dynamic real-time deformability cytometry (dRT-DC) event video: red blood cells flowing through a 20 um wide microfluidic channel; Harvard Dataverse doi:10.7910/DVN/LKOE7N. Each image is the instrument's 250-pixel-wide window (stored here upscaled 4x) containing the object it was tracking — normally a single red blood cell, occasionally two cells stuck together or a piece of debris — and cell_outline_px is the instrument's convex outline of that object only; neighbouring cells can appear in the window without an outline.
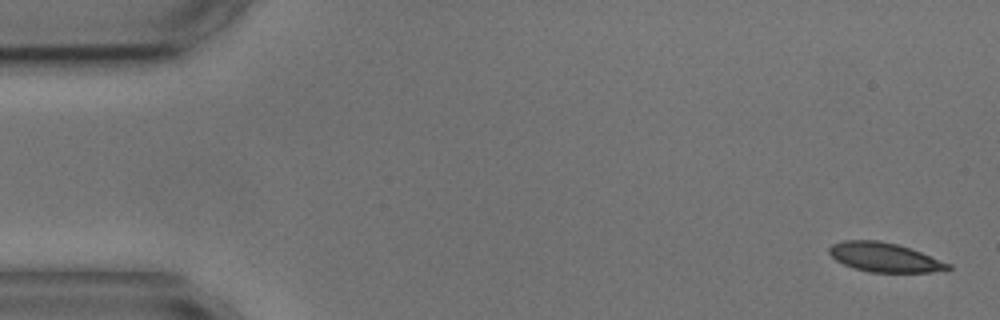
{"species": "common noctule bat (a hibernating species)", "species_latin": "Nyctalus noctula", "temperature_condition": "cold", "stored_images_in_passage": 8, "camera_frame_rate_fps": 3000, "um_per_image_px": 0.085, "animal": {"sex": "male", "body_mass_g": 17.9, "forearm_length_mm": 54.2}, "frame": {"image": 1, "passage_image": 1, "time_ms": 0.0, "image_size_px": [1000, 320], "cell_outline_px": [[952, 268], [932, 272], [868, 272], [844, 264], [836, 260], [828, 252], [828, 248], [832, 244], [844, 240], [880, 240], [912, 248], [952, 264]], "centroid_in_image_um": [75.2, 21.86], "position_along_channel_um": 9.8, "area_um2": 20.29}}
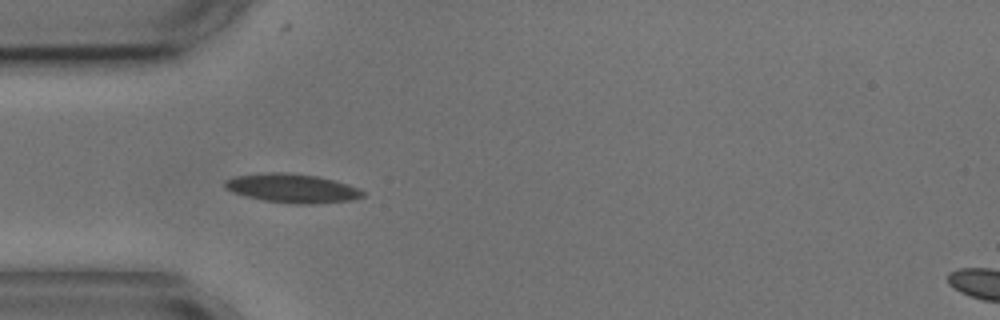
{"frame": {"image": 2, "passage_image": 5, "time_ms": 4.667, "image_size_px": [1000, 320], "cell_outline_px": [[364, 196], [352, 200], [312, 204], [292, 204], [264, 200], [232, 192], [224, 188], [224, 180], [236, 176], [264, 172], [288, 172], [316, 176], [336, 180], [360, 188], [364, 192]], "centroid_in_image_um": [24.85, 15.99], "position_along_channel_um": 60.2, "area_um2": 23.41}}